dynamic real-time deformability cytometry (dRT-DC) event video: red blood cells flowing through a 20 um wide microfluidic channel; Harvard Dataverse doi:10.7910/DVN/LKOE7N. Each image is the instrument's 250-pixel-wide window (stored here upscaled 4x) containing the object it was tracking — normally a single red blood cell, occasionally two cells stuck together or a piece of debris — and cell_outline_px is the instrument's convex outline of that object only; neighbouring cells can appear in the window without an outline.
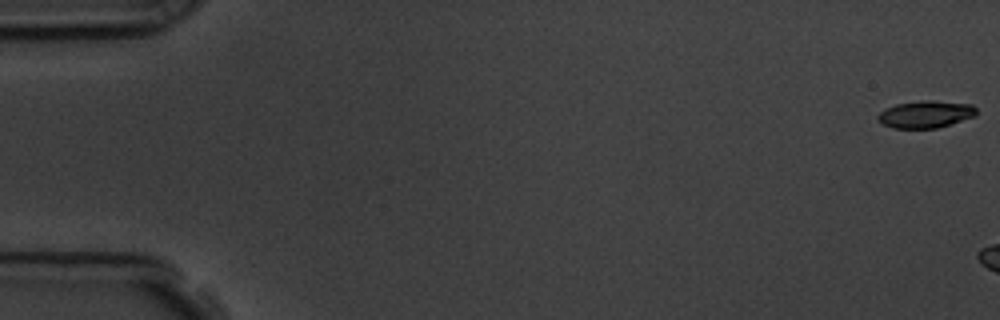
{"species": "common noctule bat (a hibernating species)", "species_latin": "Nyctalus noctula", "temperature_condition": "room temperature", "stored_images_in_passage": 6, "camera_frame_rate_fps": 3000, "um_per_image_px": 0.085, "animal": {"sex": "male", "body_mass_g": 19.5, "forearm_length_mm": 54.6}, "frame": {"image": 1, "passage_image": 1, "time_ms": 0.0, "image_size_px": [1000, 320], "cell_outline_px": [[976, 116], [936, 128], [892, 128], [884, 124], [876, 116], [884, 108], [896, 104], [920, 100], [932, 100], [972, 104], [976, 108]], "centroid_in_image_um": [78.68, 9.7], "position_along_channel_um": 6.3, "area_um2": 15.61}}